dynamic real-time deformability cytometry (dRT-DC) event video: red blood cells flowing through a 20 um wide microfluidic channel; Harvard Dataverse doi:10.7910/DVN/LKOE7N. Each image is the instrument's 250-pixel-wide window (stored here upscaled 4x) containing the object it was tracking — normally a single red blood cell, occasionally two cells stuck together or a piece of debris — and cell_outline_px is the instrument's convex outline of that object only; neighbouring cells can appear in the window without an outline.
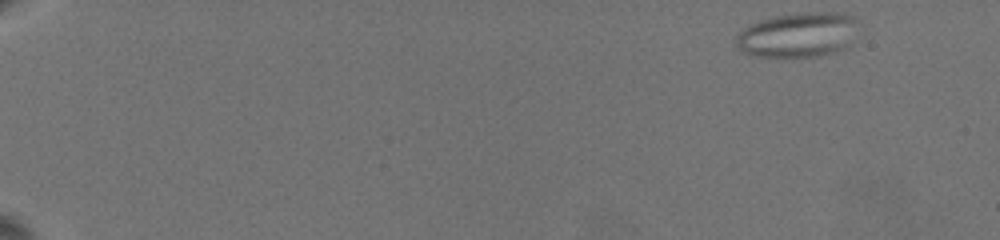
{"species": "common noctule bat (a hibernating species)", "species_latin": "Nyctalus noctula", "temperature_condition": "warm", "stored_images_in_passage": 19, "camera_frame_rate_fps": 3000, "um_per_image_px": 0.085, "animal": {"sex": "female", "body_mass_g": 19.5, "forearm_length_mm": 54.1}, "frame": {"image": 1, "passage_image": 1, "time_ms": 0.0, "image_size_px": [1000, 240], "cell_outline_px": [[856, 20], [852, 44], [844, 48], [820, 56], [756, 56], [744, 52], [736, 44], [736, 36], [744, 28], [752, 24], [776, 16], [812, 12], [836, 12], [852, 16]], "centroid_in_image_um": [67.85, 2.97], "position_along_channel_um": 17.2, "area_um2": 31.27}}
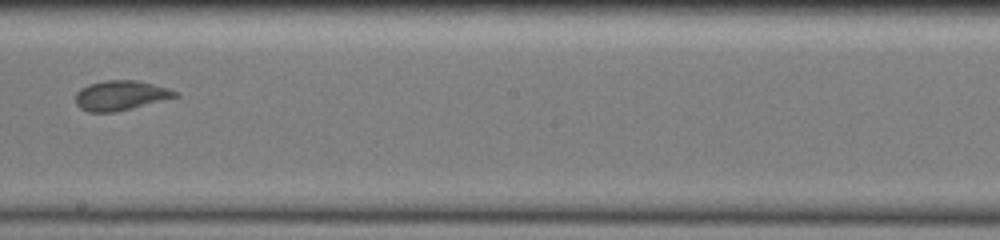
{"frame": {"image": 2, "passage_image": 13, "time_ms": 11.333, "image_size_px": [1000, 240], "cell_outline_px": [[180, 96], [116, 112], [88, 112], [80, 108], [76, 104], [76, 92], [80, 88], [88, 84], [104, 80], [136, 80], [168, 88], [176, 92]], "centroid_in_image_um": [10.22, 8.11], "position_along_channel_um": 238.0, "area_um2": 17.28}}
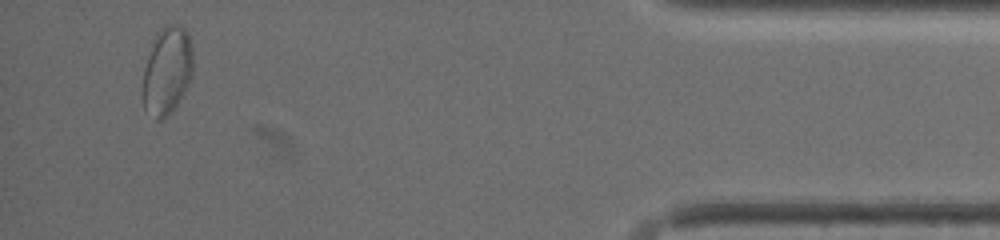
{"frame": {"image": 3, "passage_image": 19, "time_ms": 18.0, "image_size_px": [1000, 240], "cell_outline_px": [[192, 72], [188, 84], [184, 92], [172, 112], [164, 120], [156, 120], [144, 108], [144, 68], [156, 32], [172, 24], [180, 24], [188, 32], [192, 48]], "centroid_in_image_um": [14.22, 6.02], "position_along_channel_um": 421.0, "area_um2": 25.43}}